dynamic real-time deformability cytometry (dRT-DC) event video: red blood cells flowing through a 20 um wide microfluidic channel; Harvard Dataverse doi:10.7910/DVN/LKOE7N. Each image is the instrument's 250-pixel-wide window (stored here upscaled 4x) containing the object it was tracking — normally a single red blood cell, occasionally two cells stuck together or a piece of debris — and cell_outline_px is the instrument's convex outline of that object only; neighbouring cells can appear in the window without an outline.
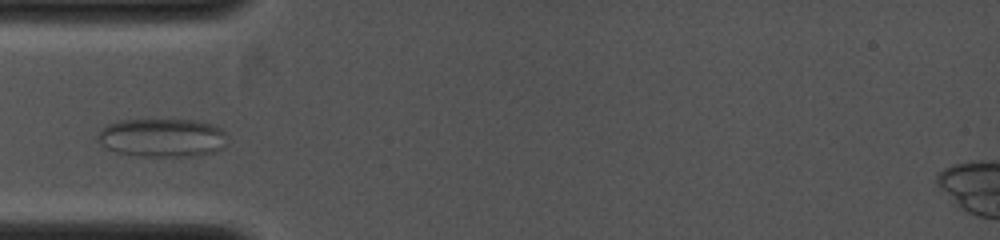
{"species": "common noctule bat (a hibernating species)", "species_latin": "Nyctalus noctula", "temperature_condition": "cold", "stored_images_in_passage": 4, "camera_frame_rate_fps": 4000, "um_per_image_px": 0.085, "animal": {"sex": "female", "body_mass_g": 19.0, "forearm_length_mm": 53.3}, "frame": {"image": 1, "passage_image": 4, "time_ms": 1.75, "image_size_px": [1000, 240], "cell_outline_px": [[228, 136], [224, 144], [216, 152], [192, 156], [140, 156], [116, 152], [104, 148], [100, 144], [96, 136], [100, 128], [108, 124], [120, 120], [192, 120], [216, 124], [224, 128]], "centroid_in_image_um": [13.79, 11.7], "position_along_channel_um": 71.2, "area_um2": 29.54}}